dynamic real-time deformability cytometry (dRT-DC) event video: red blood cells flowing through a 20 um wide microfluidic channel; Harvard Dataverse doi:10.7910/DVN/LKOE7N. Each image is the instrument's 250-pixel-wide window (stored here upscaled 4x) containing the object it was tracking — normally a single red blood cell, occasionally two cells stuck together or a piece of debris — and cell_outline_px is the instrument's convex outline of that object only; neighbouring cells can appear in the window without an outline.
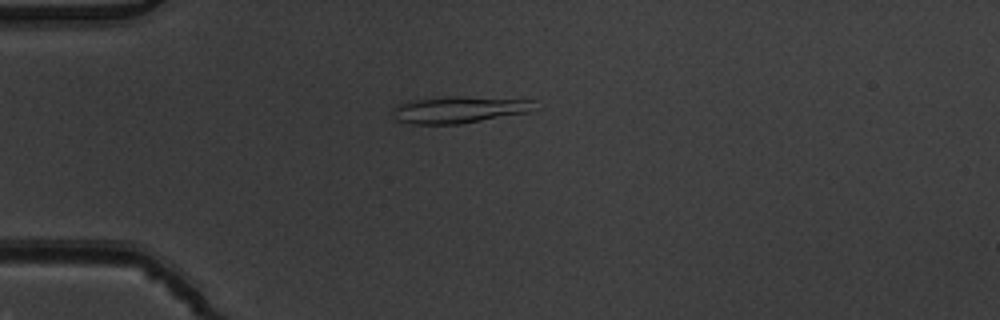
{"species": "common noctule bat (a hibernating species)", "species_latin": "Nyctalus noctula", "temperature_condition": "warm", "stored_images_in_passage": 4, "camera_frame_rate_fps": 3000, "um_per_image_px": 0.085, "animal": {"sex": "male", "body_mass_g": 19.5, "forearm_length_mm": 54.6}, "frame": {"image": 1, "passage_image": 2, "time_ms": 0.333, "image_size_px": [1000, 320], "cell_outline_px": [[540, 108], [532, 112], [460, 124], [408, 124], [396, 120], [392, 116], [392, 108], [396, 104], [408, 100], [444, 96], [464, 96], [536, 100]], "centroid_in_image_um": [39.06, 9.31], "position_along_channel_um": 45.9, "area_um2": 23.06}}